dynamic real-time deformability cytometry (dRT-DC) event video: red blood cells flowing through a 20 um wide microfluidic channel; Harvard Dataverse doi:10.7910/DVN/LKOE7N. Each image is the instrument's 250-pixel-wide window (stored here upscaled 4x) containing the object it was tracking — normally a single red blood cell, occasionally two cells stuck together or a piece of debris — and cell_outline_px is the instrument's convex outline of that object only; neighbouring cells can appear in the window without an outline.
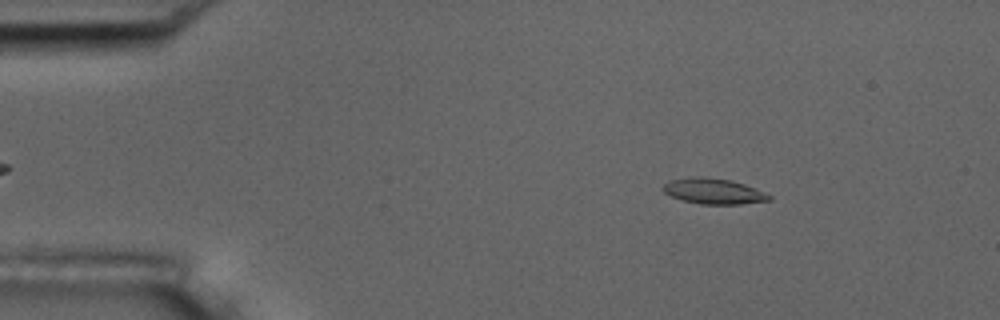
{"species": "common noctule bat (a hibernating species)", "species_latin": "Nyctalus noctula", "temperature_condition": "room temperature", "stored_images_in_passage": 55, "camera_frame_rate_fps": 3000, "um_per_image_px": 0.085, "animal": {"sex": "male", "body_mass_g": 17.5, "forearm_length_mm": 52.3}, "frame": {"image": 1, "passage_image": 8, "time_ms": 2.333, "image_size_px": [1000, 320], "cell_outline_px": [[772, 200], [740, 204], [700, 204], [684, 200], [672, 196], [664, 192], [660, 188], [668, 180], [696, 176], [704, 176], [732, 180], [744, 184], [772, 196]], "centroid_in_image_um": [60.62, 16.24], "position_along_channel_um": 24.4, "area_um2": 15.84}}
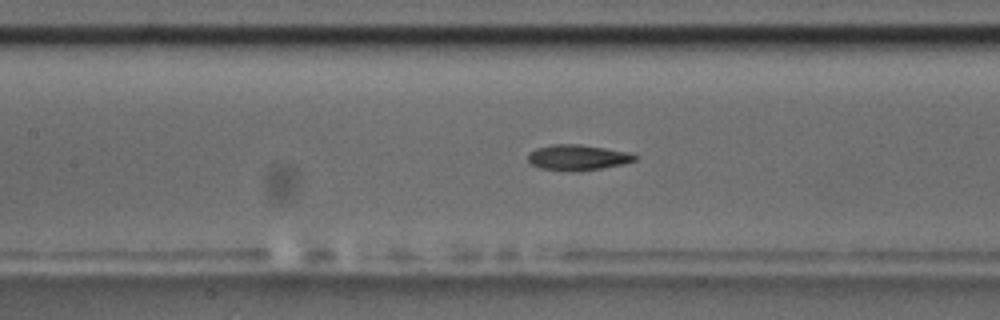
{"frame": {"image": 2, "passage_image": 25, "time_ms": 8.0, "image_size_px": [1000, 320], "cell_outline_px": [[640, 156], [636, 160], [624, 164], [576, 172], [572, 172], [540, 168], [532, 164], [528, 160], [528, 152], [536, 148], [552, 144], [580, 144], [628, 152]], "centroid_in_image_um": [49.1, 13.39], "position_along_channel_um": 158.3, "area_um2": 16.07}}
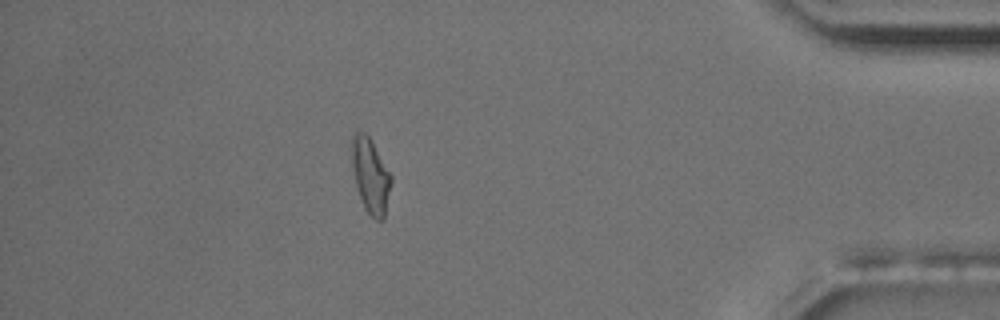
{"frame": {"image": 3, "passage_image": 49, "time_ms": 16.0, "image_size_px": [1000, 320], "cell_outline_px": [[392, 180], [384, 220], [376, 220], [364, 208], [356, 184], [352, 168], [352, 132], [356, 128], [364, 132], [368, 136], [392, 176]], "centroid_in_image_um": [31.49, 14.91], "position_along_channel_um": 403.7, "area_um2": 17.05}, "authors_computed_cell_mechanics": {"area_um2": 15.6638, "velocity_mm_per_s": 3.6169, "shape_relaxation_time_tau1_ms": 4.3605, "shape_relaxation_time_tau2_ms": 3.2818, "deformation_change_tau1": 0.167, "deformation_change_tau2": 0.0853}}